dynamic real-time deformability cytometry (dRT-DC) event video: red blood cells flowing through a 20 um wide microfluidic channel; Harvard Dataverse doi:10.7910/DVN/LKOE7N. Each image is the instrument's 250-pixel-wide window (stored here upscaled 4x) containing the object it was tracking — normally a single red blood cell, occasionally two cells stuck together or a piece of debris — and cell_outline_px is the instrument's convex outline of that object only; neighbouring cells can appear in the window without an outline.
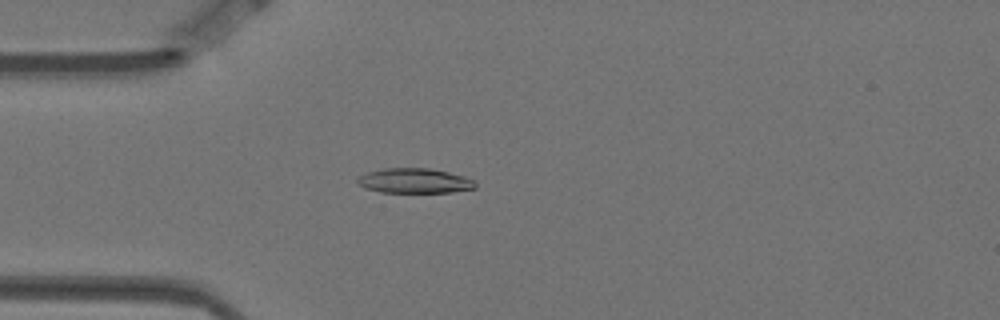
{"species": "Egyptian fruit bat (a non-hibernating species)", "species_latin": "Rousettus aegyptiacus", "temperature_condition": "warm", "stored_images_in_passage": 4, "camera_frame_rate_fps": 3000, "um_per_image_px": 0.085, "animal": {"sex": "female"}, "frame": {"image": 1, "passage_image": 4, "time_ms": 1.0, "image_size_px": [1000, 320], "cell_outline_px": [[476, 188], [452, 192], [380, 192], [364, 188], [356, 184], [356, 180], [360, 176], [368, 172], [384, 168], [428, 168], [448, 172], [464, 176], [472, 180], [476, 184]], "centroid_in_image_um": [35.2, 15.37], "position_along_channel_um": 49.8, "area_um2": 17.05}}